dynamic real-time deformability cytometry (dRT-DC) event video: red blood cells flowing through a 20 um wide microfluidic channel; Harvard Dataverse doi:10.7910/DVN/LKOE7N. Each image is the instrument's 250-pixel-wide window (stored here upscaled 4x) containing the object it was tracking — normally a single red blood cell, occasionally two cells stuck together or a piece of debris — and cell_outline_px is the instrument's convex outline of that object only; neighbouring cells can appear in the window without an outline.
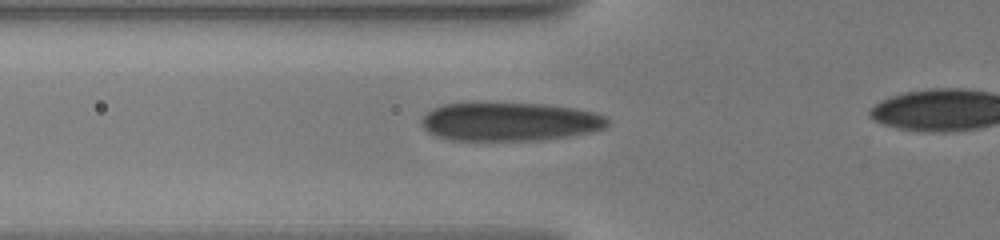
{"species": "human", "species_latin": "Homo sapiens", "temperature_condition": "warm", "stored_images_in_passage": 9, "camera_frame_rate_fps": 3000, "um_per_image_px": 0.085, "donor": {"sex": "male"}, "frame": {"image": 1, "passage_image": 8, "time_ms": 5.0, "image_size_px": [1000, 240], "cell_outline_px": [[612, 124], [604, 128], [592, 132], [568, 136], [540, 140], [452, 140], [436, 136], [428, 132], [420, 124], [420, 120], [432, 108], [440, 104], [464, 100], [484, 100], [544, 104], [572, 108], [596, 112], [608, 116]], "centroid_in_image_um": [43.28, 10.28], "position_along_channel_um": 82.5, "area_um2": 43.58}}